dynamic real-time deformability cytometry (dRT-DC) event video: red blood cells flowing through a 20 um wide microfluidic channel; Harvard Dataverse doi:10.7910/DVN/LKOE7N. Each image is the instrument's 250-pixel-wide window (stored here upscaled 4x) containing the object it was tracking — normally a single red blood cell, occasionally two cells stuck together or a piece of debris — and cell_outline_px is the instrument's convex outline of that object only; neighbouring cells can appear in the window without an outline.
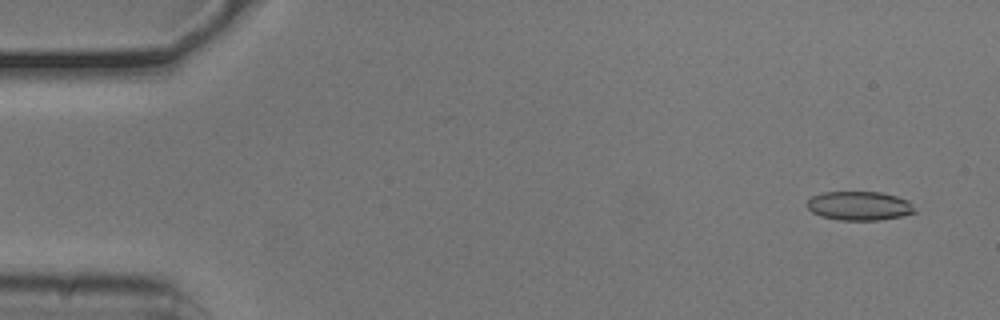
{"species": "common noctule bat (a hibernating species)", "species_latin": "Nyctalus noctula", "temperature_condition": "cold", "stored_images_in_passage": 53, "camera_frame_rate_fps": 3000, "um_per_image_px": 0.085, "animal": {"sex": "male", "body_mass_g": 20.5, "forearm_length_mm": 52.5}, "frame": {"image": 1, "passage_image": 3, "time_ms": 0.667, "image_size_px": [1000, 320], "cell_outline_px": [[916, 212], [900, 216], [880, 220], [836, 220], [820, 216], [812, 212], [804, 204], [812, 196], [824, 192], [880, 192], [896, 196], [908, 200], [912, 204]], "centroid_in_image_um": [73.0, 17.5], "position_along_channel_um": 12.0, "area_um2": 18.26}}
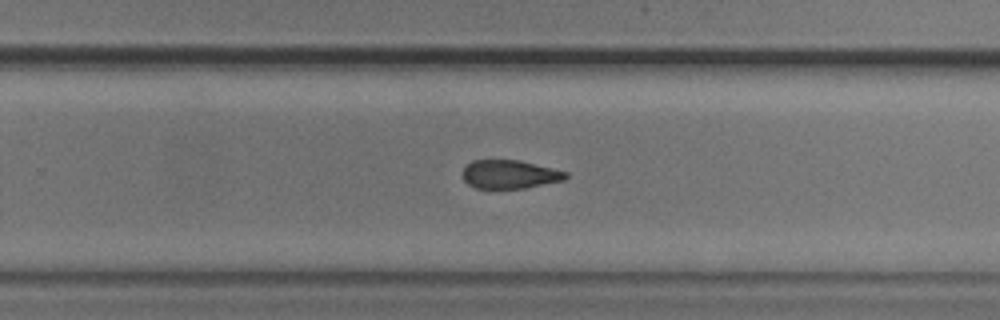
{"frame": {"image": 2, "passage_image": 34, "time_ms": 11.0, "image_size_px": [1000, 320], "cell_outline_px": [[568, 176], [564, 180], [524, 188], [476, 188], [468, 184], [464, 180], [464, 168], [472, 160], [520, 160], [568, 172]], "centroid_in_image_um": [43.34, 14.81], "position_along_channel_um": 286.5, "area_um2": 16.99}}
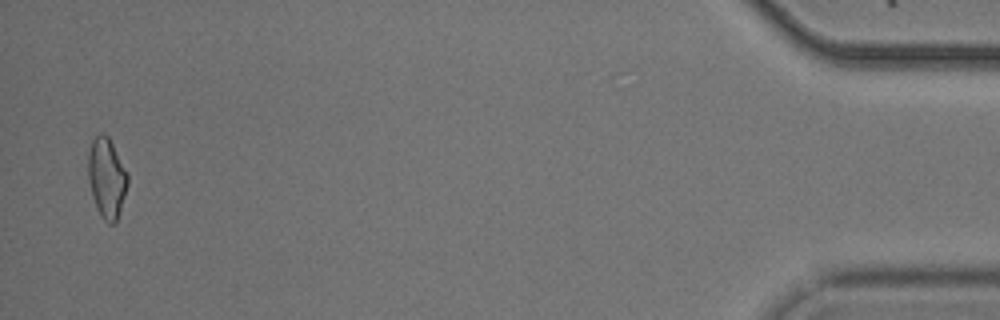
{"frame": {"image": 3, "passage_image": 52, "time_ms": 17.0, "image_size_px": [1000, 320], "cell_outline_px": [[128, 184], [116, 224], [108, 224], [100, 216], [96, 208], [92, 196], [88, 180], [88, 152], [92, 140], [100, 132], [108, 136], [128, 176]], "centroid_in_image_um": [9.05, 15.17], "position_along_channel_um": 426.2, "area_um2": 18.38}, "authors_computed_cell_mechanics": {"area_um2": 18.6694, "velocity_mm_per_s": 3.7945, "shape_relaxation_time_tau1_ms": 4.6516, "shape_relaxation_time_tau2_ms": 6.6084, "deformation_change_tau1": 0.0998, "deformation_change_tau2": 0.1386}}